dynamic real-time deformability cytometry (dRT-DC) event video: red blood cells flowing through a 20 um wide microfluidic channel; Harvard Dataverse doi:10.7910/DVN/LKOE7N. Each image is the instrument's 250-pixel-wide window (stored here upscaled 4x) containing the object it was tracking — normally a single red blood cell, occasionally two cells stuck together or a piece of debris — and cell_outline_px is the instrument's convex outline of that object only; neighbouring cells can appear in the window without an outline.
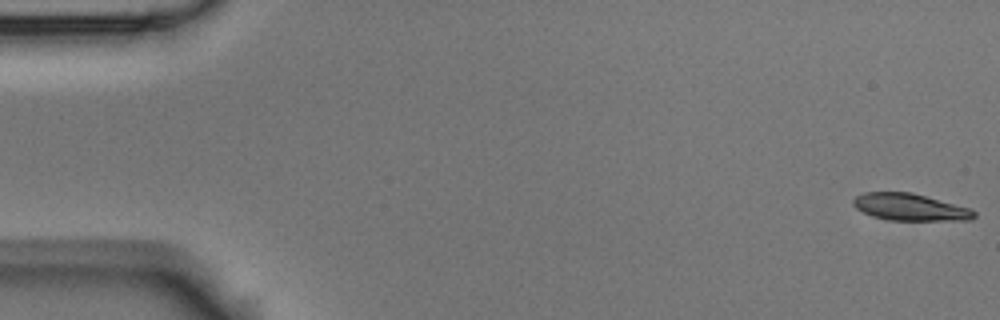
{"species": "Egyptian fruit bat (a non-hibernating species)", "species_latin": "Rousettus aegyptiacus", "temperature_condition": "room temperature", "stored_images_in_passage": 5, "camera_frame_rate_fps": 3000, "um_per_image_px": 0.085, "animal": {"sex": "male"}, "frame": {"image": 1, "passage_image": 1, "time_ms": 0.0, "image_size_px": [1000, 320], "cell_outline_px": [[976, 216], [972, 220], [888, 220], [872, 216], [856, 208], [852, 204], [852, 200], [856, 196], [864, 192], [912, 192], [972, 208], [976, 212]], "centroid_in_image_um": [77.38, 17.6], "position_along_channel_um": 7.6, "area_um2": 19.19}}
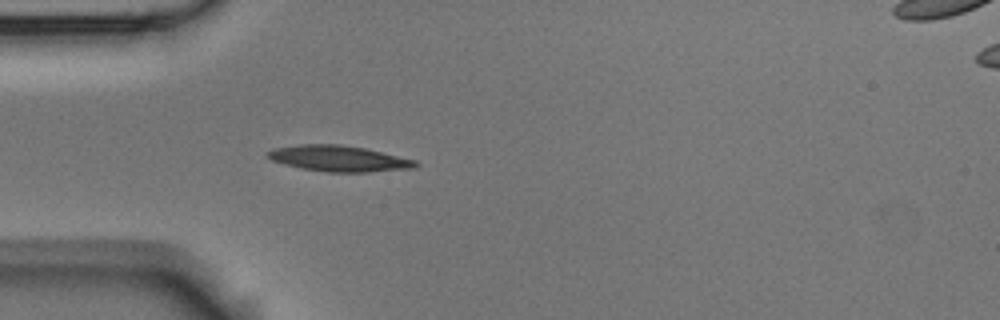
{"frame": {"image": 2, "passage_image": 5, "time_ms": 1.333, "image_size_px": [1000, 320], "cell_outline_px": [[420, 164], [416, 168], [368, 172], [328, 172], [300, 168], [284, 164], [272, 160], [264, 156], [264, 152], [272, 148], [300, 144], [340, 144], [364, 148], [416, 160]], "centroid_in_image_um": [28.76, 13.47], "position_along_channel_um": 56.2, "area_um2": 22.54}}